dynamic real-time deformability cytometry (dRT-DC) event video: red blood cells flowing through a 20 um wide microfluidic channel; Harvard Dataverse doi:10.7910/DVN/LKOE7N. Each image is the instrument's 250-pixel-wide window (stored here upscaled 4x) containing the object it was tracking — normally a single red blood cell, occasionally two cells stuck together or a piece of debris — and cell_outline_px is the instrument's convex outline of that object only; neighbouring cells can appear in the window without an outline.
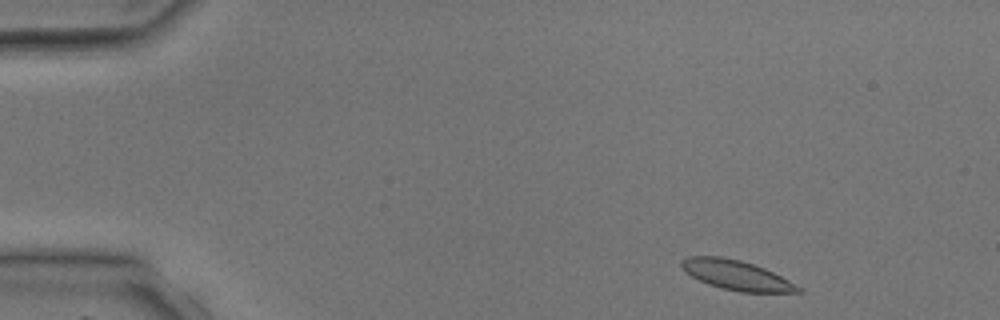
{"species": "common noctule bat (a hibernating species)", "species_latin": "Nyctalus noctula", "temperature_condition": "room temperature", "stored_images_in_passage": 3, "camera_frame_rate_fps": 3000, "um_per_image_px": 0.085, "animal": {"sex": "male", "body_mass_g": 17.9, "forearm_length_mm": 54.2}, "frame": {"image": 1, "passage_image": 1, "time_ms": 0.0, "image_size_px": [1000, 320], "cell_outline_px": [[804, 292], [740, 292], [708, 284], [684, 272], [680, 268], [680, 260], [688, 256], [720, 256], [740, 260], [764, 268], [804, 288]], "centroid_in_image_um": [62.57, 23.38], "position_along_channel_um": 22.4, "area_um2": 20.11}}
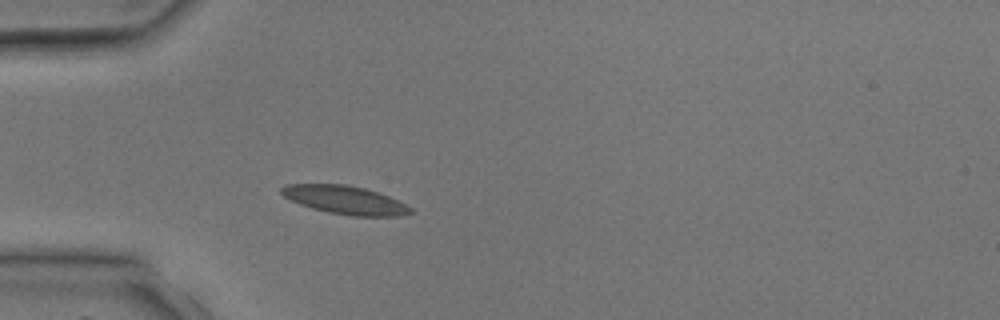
{"frame": {"image": 2, "passage_image": 3, "time_ms": 2.333, "image_size_px": [1000, 320], "cell_outline_px": [[412, 212], [400, 216], [352, 216], [328, 212], [312, 208], [300, 204], [284, 196], [280, 192], [280, 188], [284, 184], [344, 184], [364, 188], [388, 196], [412, 208]], "centroid_in_image_um": [29.3, 16.99], "position_along_channel_um": 55.7, "area_um2": 21.1}}